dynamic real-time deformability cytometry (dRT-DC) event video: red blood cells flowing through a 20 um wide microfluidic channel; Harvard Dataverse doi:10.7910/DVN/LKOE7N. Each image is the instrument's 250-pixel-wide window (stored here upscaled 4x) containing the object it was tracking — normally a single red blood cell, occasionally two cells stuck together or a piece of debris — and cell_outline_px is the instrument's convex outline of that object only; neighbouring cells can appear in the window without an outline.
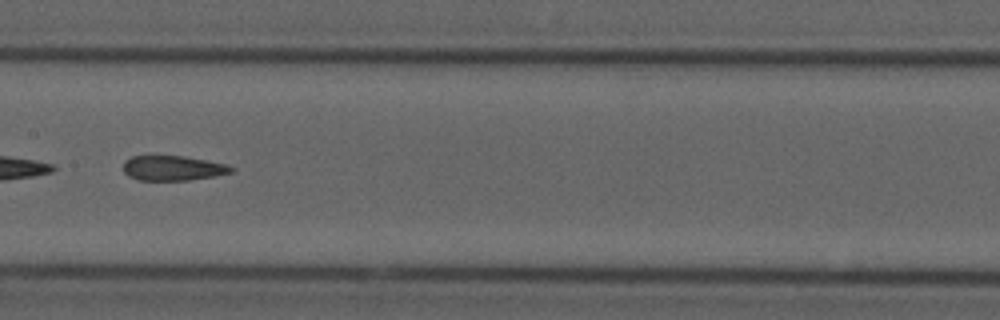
{"species": "common noctule bat (a hibernating species)", "species_latin": "Nyctalus noctula", "temperature_condition": "cold", "stored_images_in_passage": 53, "segment_of_instrument_passage": [2, 2], "camera_frame_rate_fps": 3000, "um_per_image_px": 0.085, "animal": {"sex": "male", "forearm_length_mm": 52.5}, "frame": {"image": 1, "passage_image": 27, "time_ms": 8.667, "image_size_px": [1000, 320], "cell_outline_px": [[236, 168], [232, 172], [212, 176], [188, 180], [140, 180], [128, 176], [124, 172], [124, 160], [132, 156], [184, 156], [228, 164]], "centroid_in_image_um": [14.7, 14.28], "position_along_channel_um": 192.7, "area_um2": 15.61}}
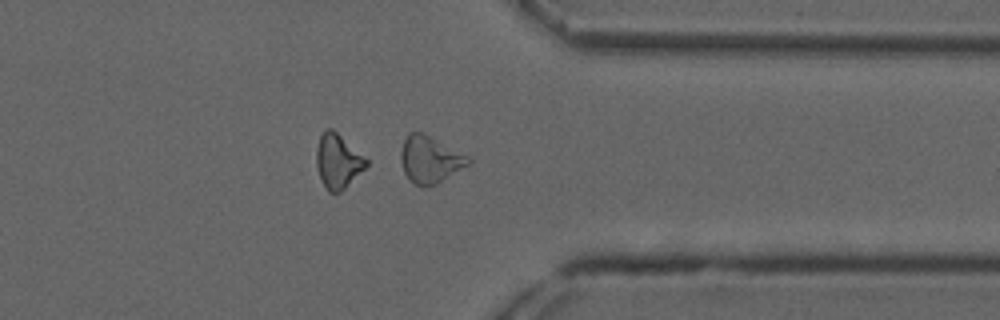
{"frame": {"image": 2, "passage_image": 42, "time_ms": 13.667, "image_size_px": [1000, 320], "cell_outline_px": [[472, 160], [468, 164], [436, 184], [416, 184], [404, 172], [400, 160], [400, 152], [404, 140], [408, 132], [420, 132], [468, 156]], "centroid_in_image_um": [36.51, 13.53], "position_along_channel_um": 374.9, "area_um2": 17.63}}